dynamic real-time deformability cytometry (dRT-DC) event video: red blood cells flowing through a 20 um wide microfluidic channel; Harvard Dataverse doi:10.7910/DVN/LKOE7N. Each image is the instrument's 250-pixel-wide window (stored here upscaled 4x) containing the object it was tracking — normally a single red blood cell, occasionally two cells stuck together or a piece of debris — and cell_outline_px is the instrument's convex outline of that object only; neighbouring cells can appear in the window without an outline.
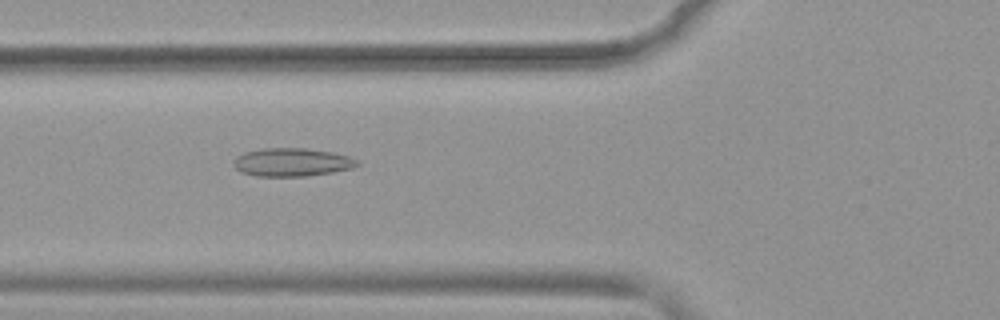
{"species": "common noctule bat (a hibernating species)", "species_latin": "Nyctalus noctula", "temperature_condition": "warm", "stored_images_in_passage": 51, "camera_frame_rate_fps": 3000, "um_per_image_px": 0.085, "animal": {"sex": "female", "body_mass_g": 19.9}, "frame": {"image": 1, "passage_image": 19, "time_ms": 6.0, "image_size_px": [1000, 320], "cell_outline_px": [[360, 164], [352, 168], [332, 172], [308, 176], [256, 176], [240, 172], [232, 164], [232, 160], [236, 156], [244, 152], [264, 148], [308, 148], [332, 152], [352, 156], [360, 160]], "centroid_in_image_um": [24.83, 13.78], "position_along_channel_um": 101.0, "area_um2": 20.69}}
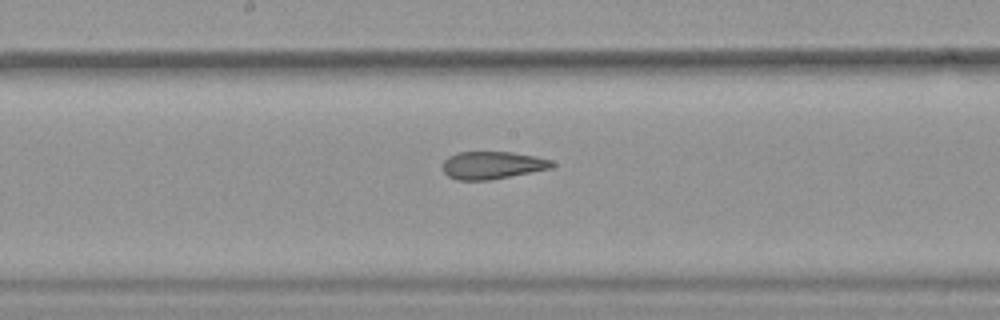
{"frame": {"image": 2, "passage_image": 27, "time_ms": 8.667, "image_size_px": [1000, 320], "cell_outline_px": [[556, 164], [552, 168], [492, 180], [456, 180], [448, 176], [444, 172], [444, 160], [448, 156], [456, 152], [512, 152], [536, 156], [552, 160]], "centroid_in_image_um": [41.87, 14.04], "position_along_channel_um": 206.3, "area_um2": 17.74}}
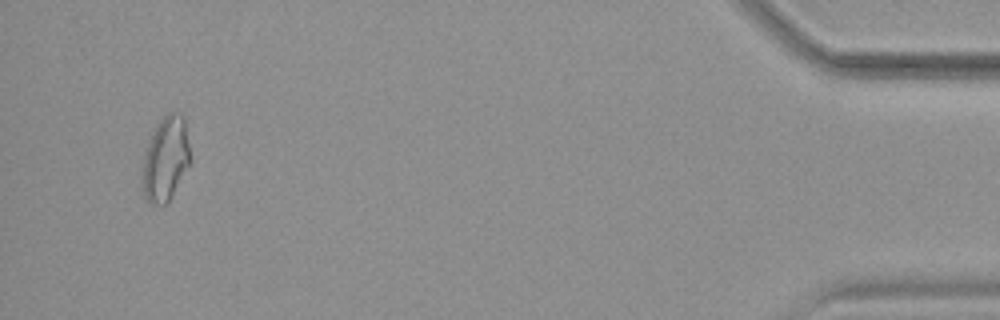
{"frame": {"image": 3, "passage_image": 49, "time_ms": 16.0, "image_size_px": [1000, 320], "cell_outline_px": [[192, 160], [168, 204], [152, 204], [144, 196], [140, 168], [144, 152], [148, 140], [152, 132], [160, 120], [168, 112], [180, 112], [184, 116]], "centroid_in_image_um": [14.07, 13.5], "position_along_channel_um": 421.1, "area_um2": 24.22}, "authors_computed_cell_mechanics": {"area_um2": 21.097, "velocity_mm_per_s": 3.9474, "shape_relaxation_time_tau1_ms": null, "shape_relaxation_time_tau2_ms": 2.1763, "deformation_change_tau1": null, "deformation_change_tau2": 0.0926}}